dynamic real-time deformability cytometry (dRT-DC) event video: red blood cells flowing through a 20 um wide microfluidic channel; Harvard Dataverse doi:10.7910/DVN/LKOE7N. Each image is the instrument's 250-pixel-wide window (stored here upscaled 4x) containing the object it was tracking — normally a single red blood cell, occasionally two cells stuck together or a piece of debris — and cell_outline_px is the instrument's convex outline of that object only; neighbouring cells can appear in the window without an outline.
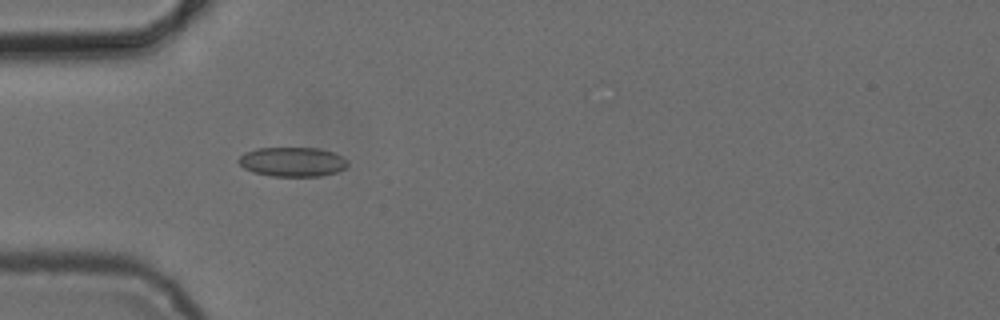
{"species": "common noctule bat (a hibernating species)", "species_latin": "Nyctalus noctula", "temperature_condition": "cold", "stored_images_in_passage": 7, "camera_frame_rate_fps": 3000, "um_per_image_px": 0.085, "animal": {"sex": "female", "body_mass_g": 24.6, "forearm_length_mm": 56.2}, "frame": {"image": 1, "passage_image": 3, "time_ms": 4.0, "image_size_px": [1000, 320], "cell_outline_px": [[348, 164], [344, 168], [336, 172], [320, 176], [272, 176], [252, 172], [244, 168], [236, 160], [244, 152], [256, 148], [320, 148], [344, 156], [348, 160]], "centroid_in_image_um": [24.85, 13.75], "position_along_channel_um": 60.2, "area_um2": 18.84}}
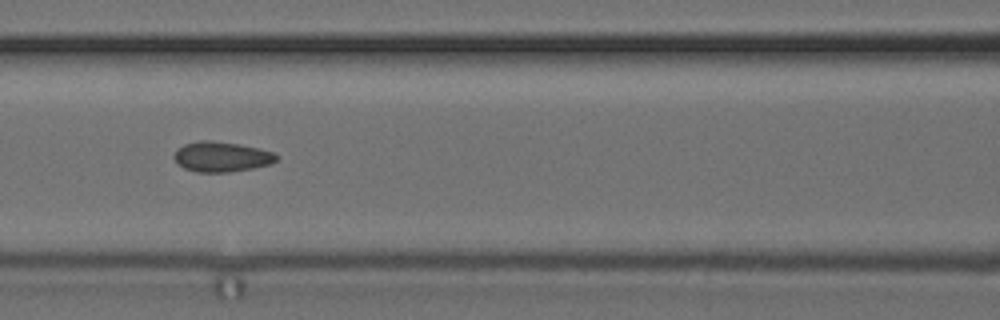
{"frame": {"image": 2, "passage_image": 5, "time_ms": 6.333, "image_size_px": [1000, 320], "cell_outline_px": [[280, 156], [272, 164], [252, 168], [228, 172], [196, 172], [184, 168], [172, 156], [184, 144], [200, 140], [212, 140], [240, 144], [260, 148], [272, 152]], "centroid_in_image_um": [18.87, 13.32], "position_along_channel_um": 147.7, "area_um2": 17.98}}
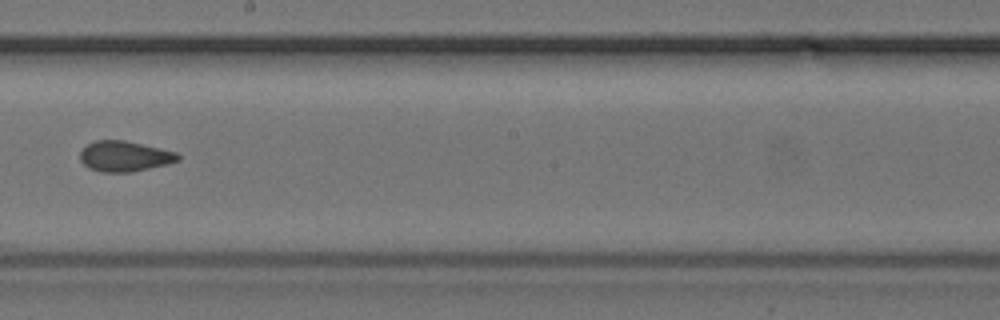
{"frame": {"image": 3, "passage_image": 7, "time_ms": 8.667, "image_size_px": [1000, 320], "cell_outline_px": [[180, 160], [168, 164], [132, 172], [100, 172], [88, 168], [80, 160], [80, 152], [88, 144], [96, 140], [124, 140], [160, 148], [176, 152], [180, 156]], "centroid_in_image_um": [10.59, 13.29], "position_along_channel_um": 237.6, "area_um2": 17.4}}